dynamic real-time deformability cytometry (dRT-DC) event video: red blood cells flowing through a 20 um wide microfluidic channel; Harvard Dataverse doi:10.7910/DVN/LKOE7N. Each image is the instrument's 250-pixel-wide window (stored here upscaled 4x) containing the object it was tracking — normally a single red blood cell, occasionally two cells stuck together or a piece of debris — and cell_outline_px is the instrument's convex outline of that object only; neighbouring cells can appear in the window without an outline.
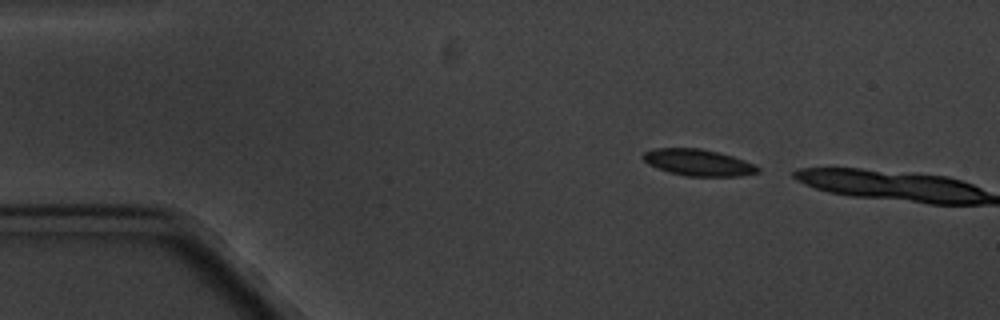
{"species": "common noctule bat (a hibernating species)", "species_latin": "Nyctalus noctula", "temperature_condition": "cold", "stored_images_in_passage": 2, "camera_frame_rate_fps": 3000, "um_per_image_px": 0.085, "animal": {"sex": "male", "body_mass_g": 20.1, "forearm_length_mm": 53.5}, "frame": {"image": 1, "passage_image": 1, "time_ms": 0.0, "image_size_px": [1000, 320], "cell_outline_px": [[760, 172], [740, 176], [688, 176], [668, 172], [656, 168], [648, 164], [640, 156], [644, 152], [652, 148], [700, 148], [732, 156], [756, 164], [760, 168]], "centroid_in_image_um": [59.33, 13.81], "position_along_channel_um": 25.7, "area_um2": 17.86}}